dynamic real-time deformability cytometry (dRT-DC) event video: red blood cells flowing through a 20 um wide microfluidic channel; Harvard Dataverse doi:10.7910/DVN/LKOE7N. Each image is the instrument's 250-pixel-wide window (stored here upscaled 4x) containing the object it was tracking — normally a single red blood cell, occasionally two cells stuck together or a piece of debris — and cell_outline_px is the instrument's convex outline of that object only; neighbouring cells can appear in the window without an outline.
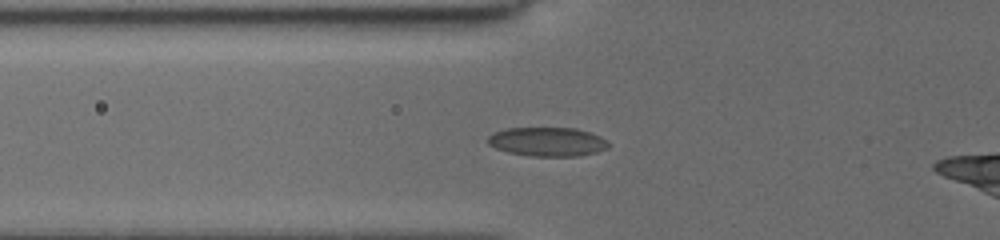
{"species": "common noctule bat (a hibernating species)", "species_latin": "Nyctalus noctula", "temperature_condition": "cold", "stored_images_in_passage": 31, "camera_frame_rate_fps": 3000, "um_per_image_px": 0.085, "animal": {"sex": "female", "body_mass_g": 19.5, "forearm_length_mm": 54.1}, "frame": {"image": 1, "passage_image": 2, "time_ms": 0.333, "image_size_px": [1000, 240], "cell_outline_px": [[608, 148], [596, 152], [580, 156], [528, 156], [508, 152], [496, 148], [488, 144], [488, 136], [492, 132], [508, 128], [576, 128], [600, 136], [608, 144]], "centroid_in_image_um": [46.5, 12.05], "position_along_channel_um": 79.3, "area_um2": 20.35}}
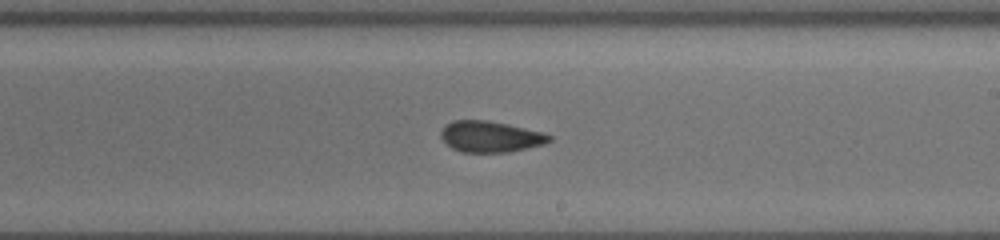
{"frame": {"image": 2, "passage_image": 15, "time_ms": 4.667, "image_size_px": [1000, 240], "cell_outline_px": [[552, 140], [544, 144], [508, 152], [460, 152], [452, 148], [440, 136], [440, 132], [444, 124], [452, 120], [484, 120], [508, 124], [540, 132], [552, 136]], "centroid_in_image_um": [41.64, 11.61], "position_along_channel_um": 247.4, "area_um2": 19.54}}
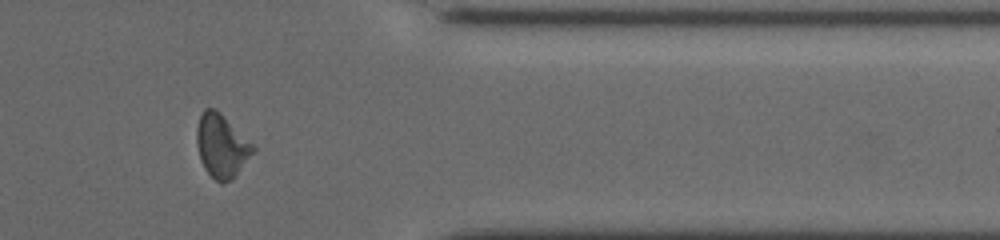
{"frame": {"image": 3, "passage_image": 27, "time_ms": 8.667, "image_size_px": [1000, 240], "cell_outline_px": [[256, 148], [236, 176], [232, 180], [220, 184], [204, 168], [200, 160], [196, 140], [196, 128], [200, 116], [204, 108], [216, 108]], "centroid_in_image_um": [18.81, 12.41], "position_along_channel_um": 392.6, "area_um2": 20.63}}